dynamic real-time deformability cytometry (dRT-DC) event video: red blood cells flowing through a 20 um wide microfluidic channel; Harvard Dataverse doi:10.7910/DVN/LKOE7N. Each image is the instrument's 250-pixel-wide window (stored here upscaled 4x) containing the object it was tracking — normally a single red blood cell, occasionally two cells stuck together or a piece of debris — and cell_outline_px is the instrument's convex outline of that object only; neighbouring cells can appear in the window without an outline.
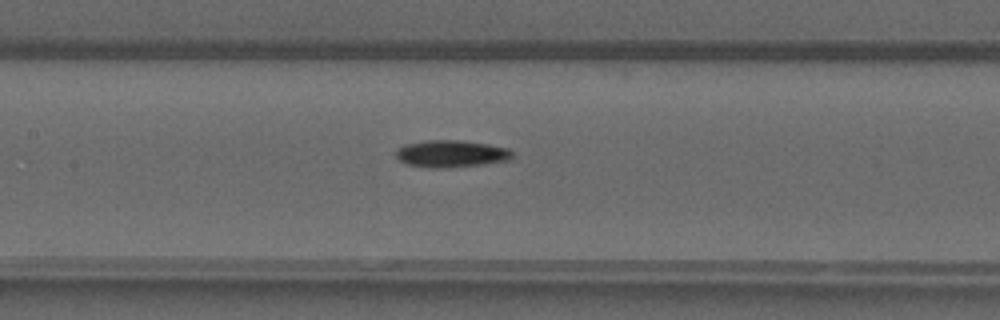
{"species": "common noctule bat (a hibernating species)", "species_latin": "Nyctalus noctula", "temperature_condition": "warm", "stored_images_in_passage": 49, "camera_frame_rate_fps": 3000, "um_per_image_px": 0.085, "animal": {"sex": "male", "forearm_length_mm": 52.5}, "frame": {"image": 1, "passage_image": 23, "time_ms": 7.333, "image_size_px": [1000, 320], "cell_outline_px": [[512, 156], [508, 160], [484, 164], [440, 168], [432, 168], [408, 164], [400, 160], [396, 156], [396, 148], [408, 144], [428, 140], [456, 140], [488, 144], [508, 148], [512, 152]], "centroid_in_image_um": [38.35, 13.06], "position_along_channel_um": 169.1, "area_um2": 18.09}}
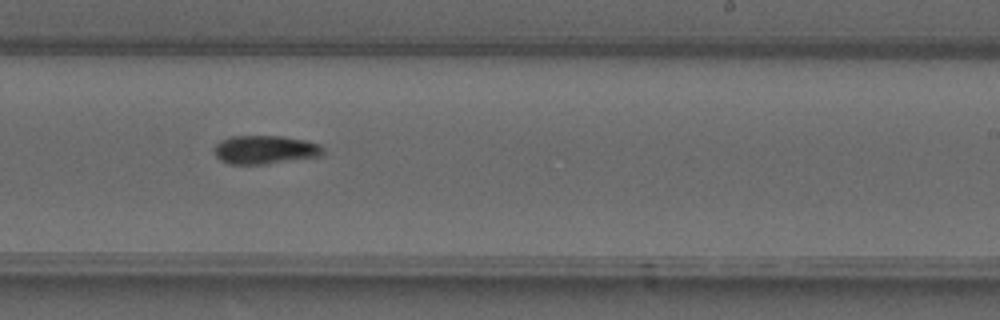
{"frame": {"image": 2, "passage_image": 30, "time_ms": 9.667, "image_size_px": [1000, 320], "cell_outline_px": [[324, 152], [320, 156], [268, 164], [228, 164], [220, 160], [216, 156], [216, 144], [220, 140], [232, 136], [284, 136], [304, 140], [320, 144], [324, 148]], "centroid_in_image_um": [22.55, 12.73], "position_along_channel_um": 266.4, "area_um2": 18.15}}
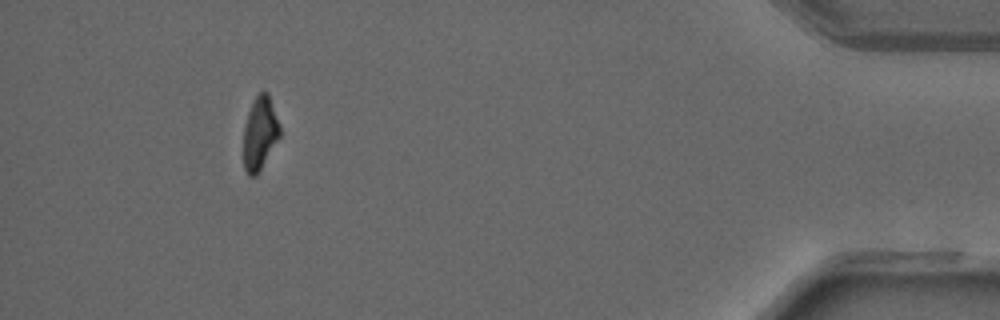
{"frame": {"image": 3, "passage_image": 45, "time_ms": 14.667, "image_size_px": [1000, 320], "cell_outline_px": [[280, 136], [256, 176], [248, 176], [244, 168], [244, 128], [248, 112], [256, 96], [260, 92], [268, 92], [280, 124]], "centroid_in_image_um": [22.1, 11.33], "position_along_channel_um": 413.1, "area_um2": 15.32}}